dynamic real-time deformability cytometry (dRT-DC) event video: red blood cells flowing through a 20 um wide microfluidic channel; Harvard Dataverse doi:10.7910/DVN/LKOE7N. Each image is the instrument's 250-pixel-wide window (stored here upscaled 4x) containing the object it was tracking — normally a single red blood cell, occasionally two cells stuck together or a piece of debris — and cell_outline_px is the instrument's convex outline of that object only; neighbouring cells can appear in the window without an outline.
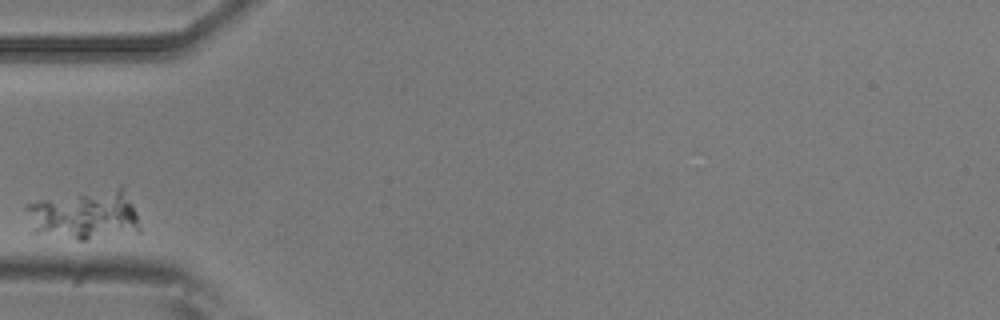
{"species": "common noctule bat (a hibernating species)", "species_latin": "Nyctalus noctula", "temperature_condition": "room temperature", "stored_images_in_passage": 6, "camera_frame_rate_fps": 3000, "um_per_image_px": 0.085, "animal": {"sex": "male", "body_mass_g": 20.5, "forearm_length_mm": 52.5}, "frame": {"image": 1, "passage_image": 1, "time_ms": 0.0, "image_size_px": [1000, 320], "cell_outline_px": [[140, 232], [88, 240], [76, 240], [32, 232], [24, 208], [28, 204], [40, 200], [120, 184], [132, 204], [136, 212], [140, 228]], "centroid_in_image_um": [7.21, 18.26], "position_along_channel_um": 77.8, "area_um2": 33.58}}
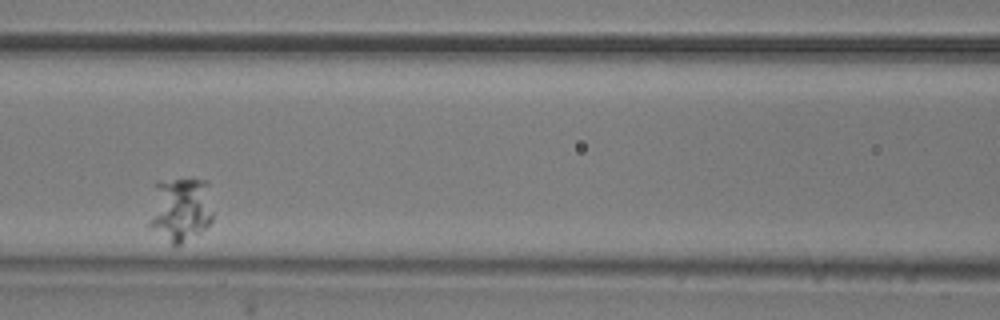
{"frame": {"image": 2, "passage_image": 3, "time_ms": 2.333, "image_size_px": [1000, 320], "cell_outline_px": [[212, 220], [200, 232], [176, 248], [152, 228], [148, 224], [148, 220], [156, 180], [192, 176], [208, 180], [212, 212]], "centroid_in_image_um": [15.33, 17.72], "position_along_channel_um": 151.3, "area_um2": 24.91}}
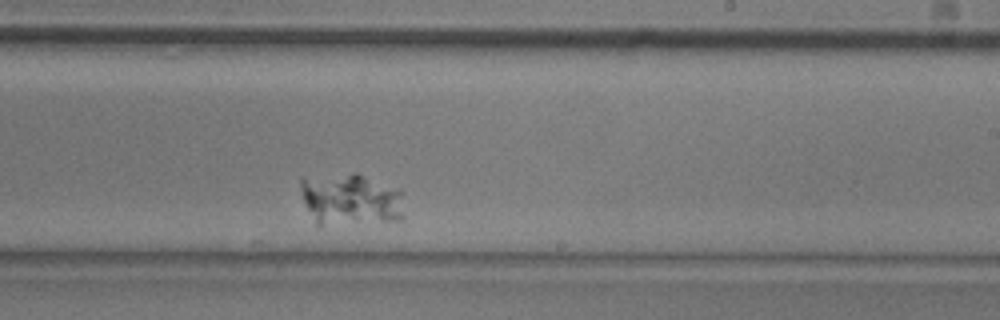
{"frame": {"image": 3, "passage_image": 6, "time_ms": 5.667, "image_size_px": [1000, 320], "cell_outline_px": [[404, 216], [400, 220], [320, 228], [316, 228], [304, 200], [300, 184], [300, 176], [352, 172], [356, 172], [400, 188], [404, 192]], "centroid_in_image_um": [29.81, 16.97], "position_along_channel_um": 259.2, "area_um2": 33.41}}